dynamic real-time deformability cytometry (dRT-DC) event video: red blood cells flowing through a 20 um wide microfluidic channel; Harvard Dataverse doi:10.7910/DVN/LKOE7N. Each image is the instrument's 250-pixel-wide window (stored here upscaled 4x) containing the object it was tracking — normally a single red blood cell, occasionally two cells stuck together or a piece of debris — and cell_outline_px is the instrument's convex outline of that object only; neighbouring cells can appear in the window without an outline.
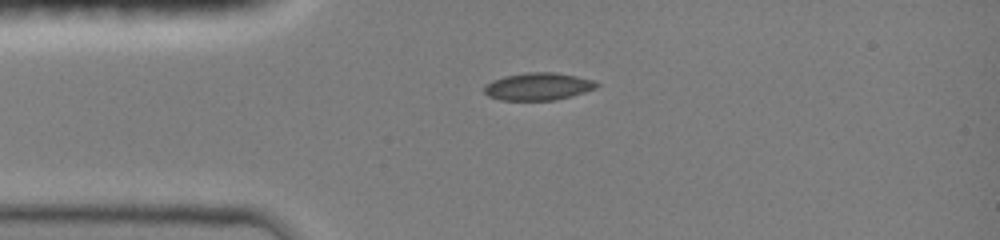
{"species": "common noctule bat (a hibernating species)", "species_latin": "Nyctalus noctula", "temperature_condition": "room temperature", "stored_images_in_passage": 29, "camera_frame_rate_fps": 3000, "um_per_image_px": 0.085, "animal": {"sex": "female", "body_mass_g": 19.0, "forearm_length_mm": 51.5}, "frame": {"image": 1, "passage_image": 1, "time_ms": 0.0, "image_size_px": [1000, 240], "cell_outline_px": [[600, 84], [596, 88], [572, 96], [552, 100], [500, 100], [488, 96], [484, 92], [484, 88], [492, 80], [504, 76], [528, 72], [552, 72], [576, 76], [592, 80]], "centroid_in_image_um": [45.73, 7.35], "position_along_channel_um": 39.3, "area_um2": 17.86}}
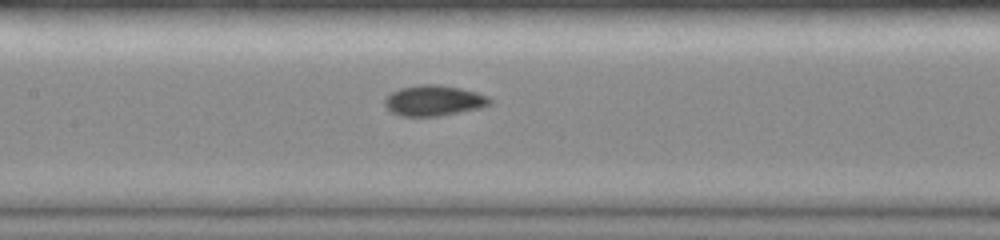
{"frame": {"image": 2, "passage_image": 8, "time_ms": 3.667, "image_size_px": [1000, 240], "cell_outline_px": [[492, 104], [480, 108], [440, 116], [400, 116], [392, 112], [384, 104], [384, 96], [400, 88], [420, 84], [440, 84], [460, 88], [476, 92], [488, 96], [492, 100]], "centroid_in_image_um": [36.87, 8.54], "position_along_channel_um": 170.5, "area_um2": 18.9}}
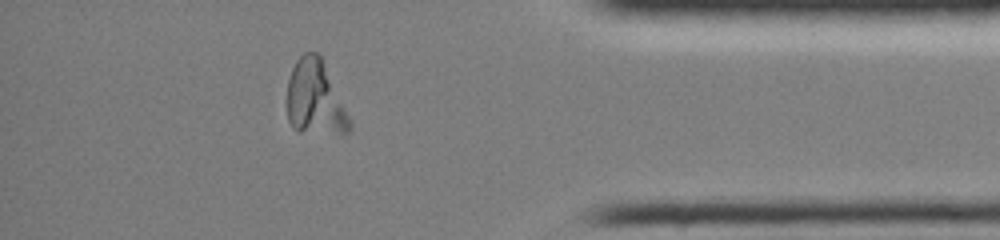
{"frame": {"image": 3, "passage_image": 19, "time_ms": 10.0, "image_size_px": [1000, 240], "cell_outline_px": [[352, 128], [348, 132], [296, 132], [292, 128], [288, 120], [288, 80], [292, 68], [296, 60], [304, 52], [316, 52], [320, 56], [352, 124]], "centroid_in_image_um": [26.74, 8.36], "position_along_channel_um": 408.5, "area_um2": 26.59}}